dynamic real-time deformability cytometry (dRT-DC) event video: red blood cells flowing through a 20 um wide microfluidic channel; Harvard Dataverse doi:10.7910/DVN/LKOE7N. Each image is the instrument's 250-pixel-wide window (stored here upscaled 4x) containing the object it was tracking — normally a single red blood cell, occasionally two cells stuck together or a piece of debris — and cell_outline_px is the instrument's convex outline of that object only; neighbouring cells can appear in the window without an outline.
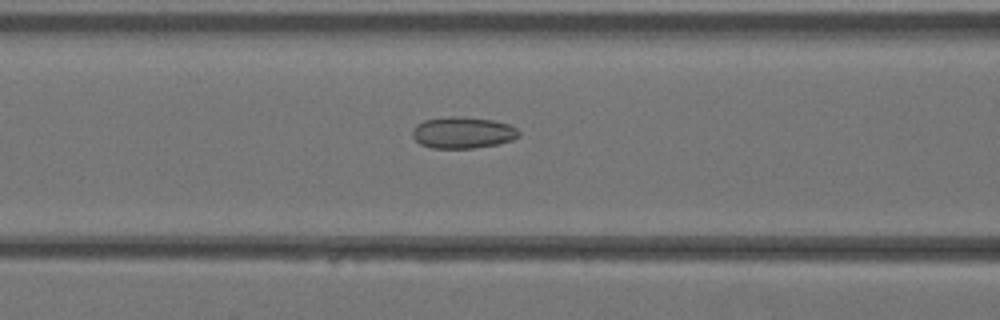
{"species": "Egyptian fruit bat (a non-hibernating species)", "species_latin": "Rousettus aegyptiacus", "temperature_condition": "warm", "stored_images_in_passage": 28, "camera_frame_rate_fps": 3000, "um_per_image_px": 0.085, "animal": {"sex": "female"}, "frame": {"image": 1, "passage_image": 7, "time_ms": 2.0, "image_size_px": [1000, 320], "cell_outline_px": [[520, 136], [512, 140], [496, 144], [472, 148], [432, 148], [420, 144], [412, 136], [412, 128], [416, 124], [424, 120], [448, 116], [456, 116], [492, 120], [508, 124], [516, 128], [520, 132]], "centroid_in_image_um": [39.31, 11.27], "position_along_channel_um": 127.3, "area_um2": 19.54}}
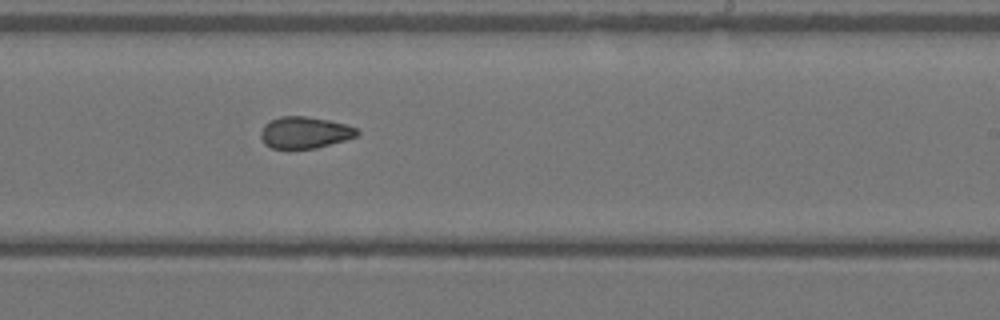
{"frame": {"image": 2, "passage_image": 15, "time_ms": 4.667, "image_size_px": [1000, 320], "cell_outline_px": [[360, 132], [356, 136], [344, 140], [316, 148], [288, 152], [272, 148], [264, 144], [260, 136], [260, 132], [264, 124], [280, 116], [304, 116], [328, 120], [348, 124], [356, 128]], "centroid_in_image_um": [25.85, 11.31], "position_along_channel_um": 263.1, "area_um2": 18.32}}
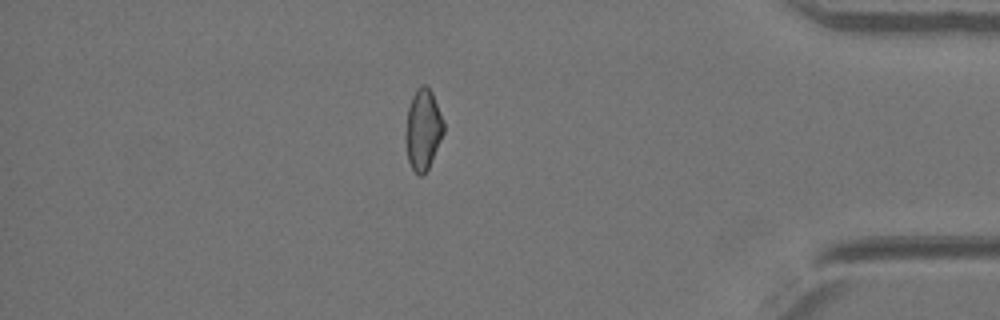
{"frame": {"image": 3, "passage_image": 25, "time_ms": 8.0, "image_size_px": [1000, 320], "cell_outline_px": [[444, 132], [428, 168], [424, 176], [420, 176], [412, 168], [408, 160], [404, 136], [408, 108], [412, 96], [416, 88], [420, 84], [424, 84], [432, 92], [444, 120]], "centroid_in_image_um": [35.94, 10.99], "position_along_channel_um": 399.3, "area_um2": 18.03}}